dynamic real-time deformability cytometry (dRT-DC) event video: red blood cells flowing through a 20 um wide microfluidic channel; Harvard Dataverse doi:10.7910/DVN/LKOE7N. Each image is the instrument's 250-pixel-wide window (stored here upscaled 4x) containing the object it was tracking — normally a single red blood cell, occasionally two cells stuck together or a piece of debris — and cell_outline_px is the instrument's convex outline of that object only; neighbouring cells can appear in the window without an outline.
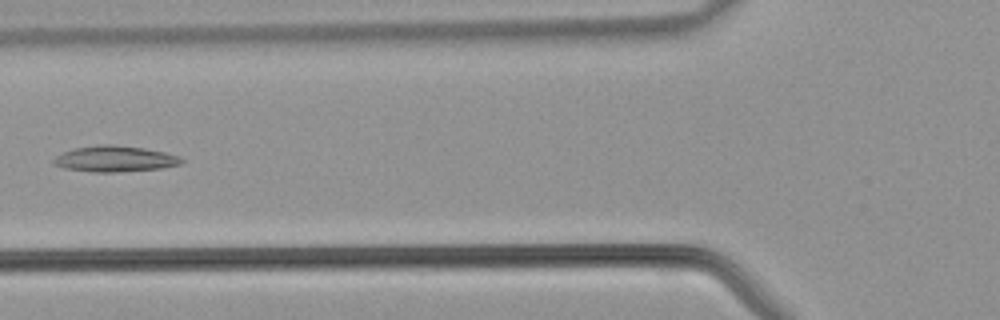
{"species": "common noctule bat (a hibernating species)", "species_latin": "Nyctalus noctula", "temperature_condition": "warm", "stored_images_in_passage": 41, "camera_frame_rate_fps": 3000, "um_per_image_px": 0.085, "animal": {"sex": "male", "body_mass_g": 21.5, "forearm_length_mm": 52.0}, "frame": {"image": 1, "passage_image": 15, "time_ms": 4.667, "image_size_px": [1000, 320], "cell_outline_px": [[184, 160], [180, 164], [160, 168], [116, 172], [92, 172], [64, 168], [52, 164], [52, 160], [56, 156], [64, 152], [76, 148], [100, 144], [112, 144], [144, 148], [164, 152], [180, 156]], "centroid_in_image_um": [9.75, 13.5], "position_along_channel_um": 116.1, "area_um2": 19.25}}
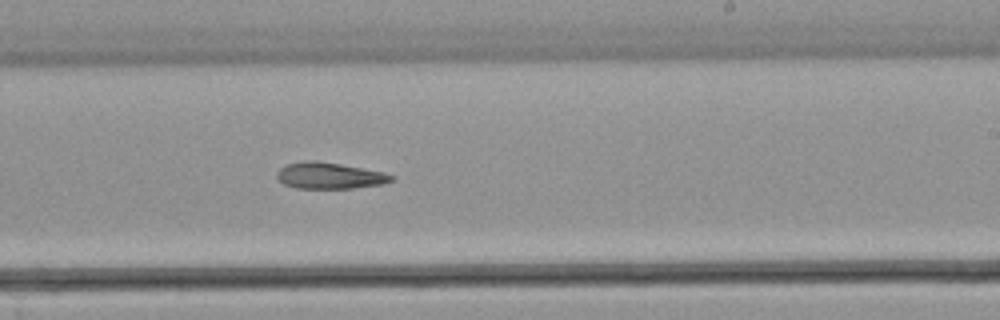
{"frame": {"image": 2, "passage_image": 24, "time_ms": 7.667, "image_size_px": [1000, 320], "cell_outline_px": [[392, 180], [384, 184], [352, 188], [296, 188], [284, 184], [276, 176], [276, 172], [280, 168], [288, 164], [304, 160], [312, 160], [340, 164], [384, 172], [392, 176]], "centroid_in_image_um": [27.98, 14.93], "position_along_channel_um": 261.0, "area_um2": 17.4}}
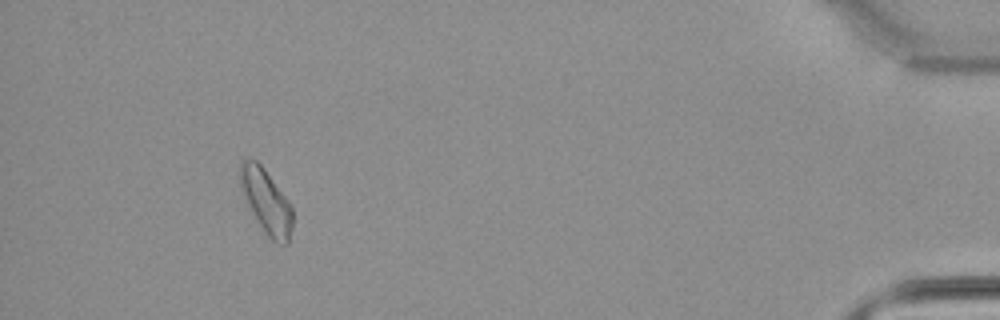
{"frame": {"image": 3, "passage_image": 38, "time_ms": 12.333, "image_size_px": [1000, 320], "cell_outline_px": [[292, 228], [288, 244], [280, 244], [272, 240], [264, 232], [240, 184], [240, 164], [244, 160], [256, 160], [260, 164], [288, 200], [292, 208]], "centroid_in_image_um": [22.68, 17.14], "position_along_channel_um": 412.5, "area_um2": 18.67}}